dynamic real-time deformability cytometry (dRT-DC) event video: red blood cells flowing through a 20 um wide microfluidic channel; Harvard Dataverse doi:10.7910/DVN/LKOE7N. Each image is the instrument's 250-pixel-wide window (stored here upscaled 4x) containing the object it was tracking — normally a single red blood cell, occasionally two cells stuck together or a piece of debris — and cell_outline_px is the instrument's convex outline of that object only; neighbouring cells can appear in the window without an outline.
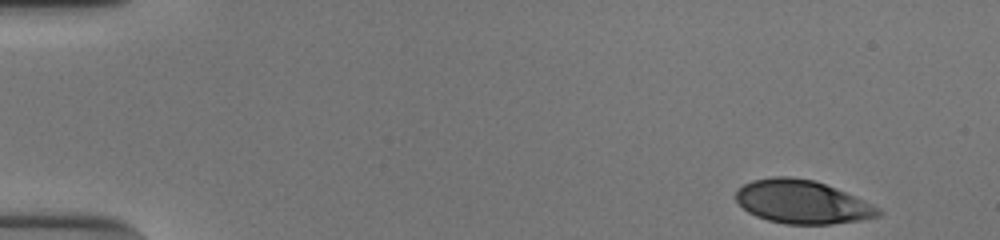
{"species": "human", "species_latin": "Homo sapiens", "temperature_condition": "cold", "stored_images_in_passage": 50, "camera_frame_rate_fps": 3000, "um_per_image_px": 0.085, "donor": {"sex": "male"}, "frame": {"image": 1, "passage_image": 1, "time_ms": 0.0, "image_size_px": [1000, 240], "cell_outline_px": [[880, 216], [860, 220], [832, 224], [784, 224], [768, 220], [756, 216], [748, 212], [736, 200], [736, 188], [752, 180], [772, 176], [788, 176], [812, 180], [836, 188], [872, 204], [880, 208]], "centroid_in_image_um": [68.15, 17.16], "position_along_channel_um": 16.8, "area_um2": 35.89}}
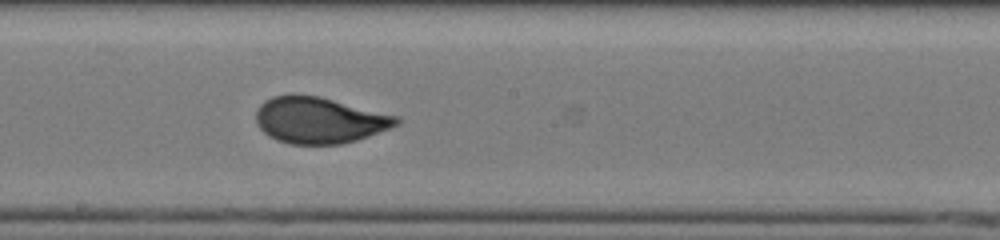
{"frame": {"image": 2, "passage_image": 27, "time_ms": 8.667, "image_size_px": [1000, 240], "cell_outline_px": [[400, 124], [368, 136], [356, 140], [340, 144], [292, 144], [276, 140], [268, 136], [256, 124], [256, 108], [264, 100], [272, 96], [320, 96], [400, 116]], "centroid_in_image_um": [27.15, 10.22], "position_along_channel_um": 221.0, "area_um2": 37.8}}
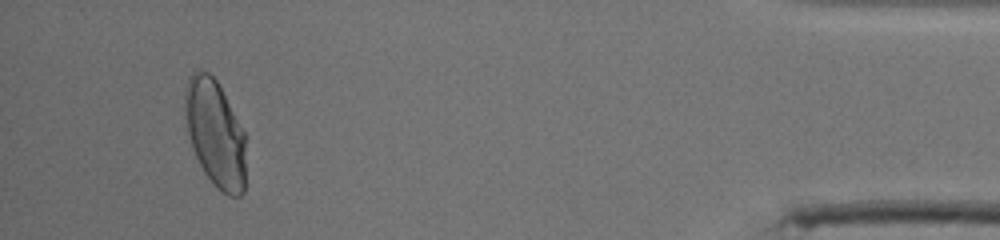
{"frame": {"image": 3, "passage_image": 47, "time_ms": 15.333, "image_size_px": [1000, 240], "cell_outline_px": [[244, 192], [240, 196], [228, 196], [216, 188], [204, 172], [192, 148], [184, 116], [184, 88], [188, 76], [196, 68], [208, 72], [216, 80], [244, 132]], "centroid_in_image_um": [18.24, 11.31], "position_along_channel_um": 417.0, "area_um2": 37.92}, "authors_computed_cell_mechanics": {"area_um2": 37.1943, "velocity_mm_per_s": 3.8555, "shape_relaxation_time_tau1_ms": 5.5976, "shape_relaxation_time_tau2_ms": null, "deformation_change_tau1": 0.1957, "deformation_change_tau2": null}}